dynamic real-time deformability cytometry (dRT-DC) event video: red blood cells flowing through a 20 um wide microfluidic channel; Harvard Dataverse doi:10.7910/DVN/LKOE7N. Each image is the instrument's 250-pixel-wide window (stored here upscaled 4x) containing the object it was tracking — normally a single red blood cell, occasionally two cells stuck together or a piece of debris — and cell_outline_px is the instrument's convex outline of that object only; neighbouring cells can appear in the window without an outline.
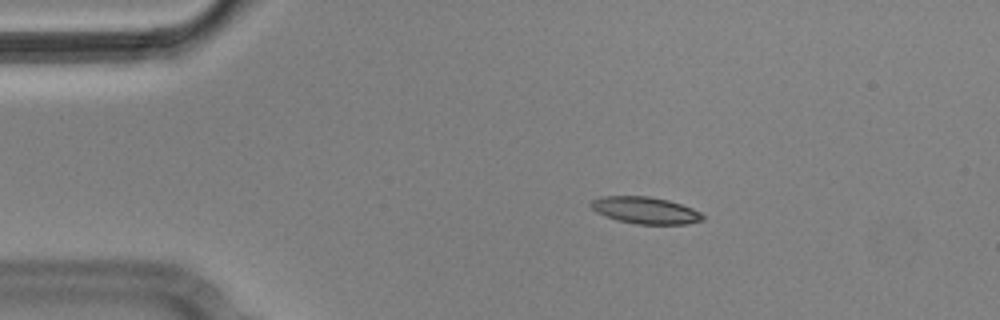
{"species": "Egyptian fruit bat (a non-hibernating species)", "species_latin": "Rousettus aegyptiacus", "temperature_condition": "cold", "stored_images_in_passage": 5, "camera_frame_rate_fps": 3000, "um_per_image_px": 0.085, "animal": {"sex": "male"}, "frame": {"image": 1, "passage_image": 2, "time_ms": 0.333, "image_size_px": [1000, 320], "cell_outline_px": [[704, 220], [688, 224], [636, 224], [604, 216], [596, 212], [588, 204], [592, 200], [600, 196], [648, 196], [668, 200], [692, 208], [700, 212], [704, 216]], "centroid_in_image_um": [54.84, 17.87], "position_along_channel_um": 30.2, "area_um2": 17.51}}
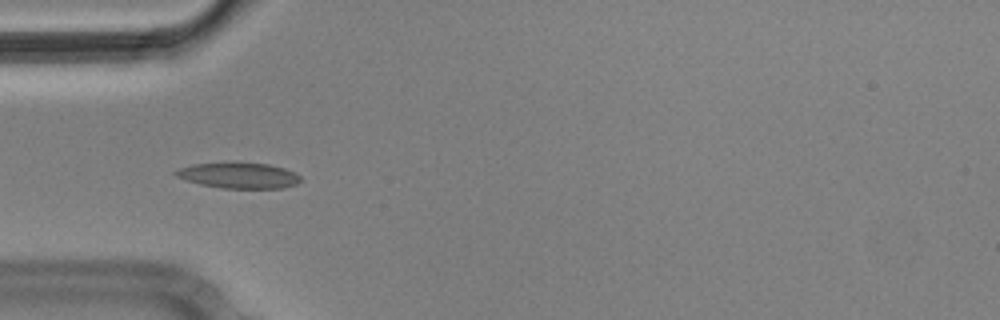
{"frame": {"image": 2, "passage_image": 4, "time_ms": 1.0, "image_size_px": [1000, 320], "cell_outline_px": [[300, 180], [296, 184], [284, 188], [220, 188], [200, 184], [176, 176], [172, 172], [180, 168], [192, 164], [268, 164], [284, 168], [300, 176]], "centroid_in_image_um": [20.29, 14.94], "position_along_channel_um": 64.7, "area_um2": 18.09}}